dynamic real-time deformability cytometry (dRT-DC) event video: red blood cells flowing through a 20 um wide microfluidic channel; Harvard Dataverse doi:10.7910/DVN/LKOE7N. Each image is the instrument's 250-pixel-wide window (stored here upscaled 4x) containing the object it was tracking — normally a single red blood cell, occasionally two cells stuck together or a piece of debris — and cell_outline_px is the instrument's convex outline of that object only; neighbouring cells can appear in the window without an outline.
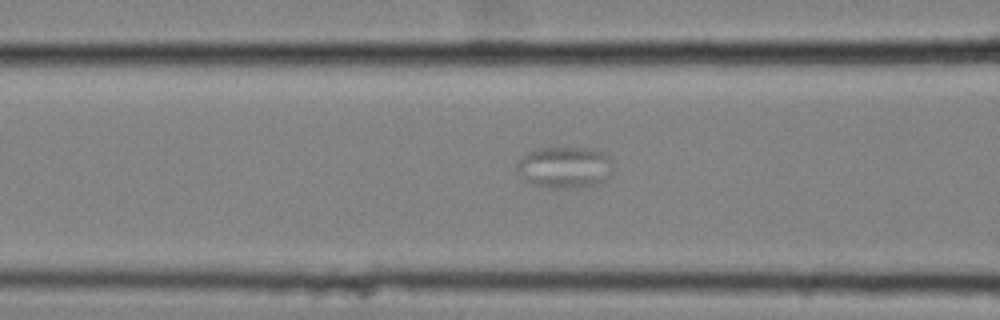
{"species": "common noctule bat (a hibernating species)", "species_latin": "Nyctalus noctula", "temperature_condition": "cold", "stored_images_in_passage": 66, "camera_frame_rate_fps": 3000, "um_per_image_px": 0.085, "animal": {"sex": "female", "body_mass_g": 25.1}, "frame": {"image": 1, "passage_image": 29, "time_ms": 9.333, "image_size_px": [1000, 320], "cell_outline_px": [[612, 168], [608, 176], [604, 180], [596, 184], [564, 188], [552, 188], [528, 184], [524, 180], [516, 168], [516, 160], [528, 152], [536, 148], [592, 148], [608, 152], [612, 160]], "centroid_in_image_um": [47.98, 14.2], "position_along_channel_um": 118.6, "area_um2": 23.58}}
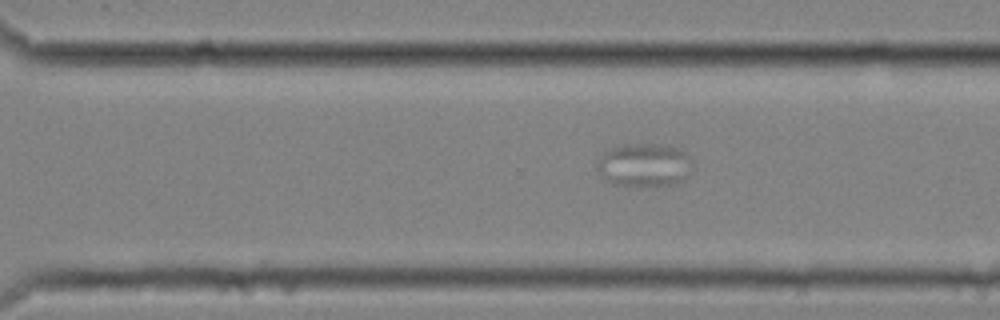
{"frame": {"image": 2, "passage_image": 47, "time_ms": 15.333, "image_size_px": [1000, 320], "cell_outline_px": [[688, 156], [684, 180], [676, 184], [656, 188], [612, 184], [596, 168], [596, 164], [600, 156], [604, 152], [612, 148], [624, 144], [668, 144], [684, 152]], "centroid_in_image_um": [54.7, 14.05], "position_along_channel_um": 315.9, "area_um2": 23.99}}
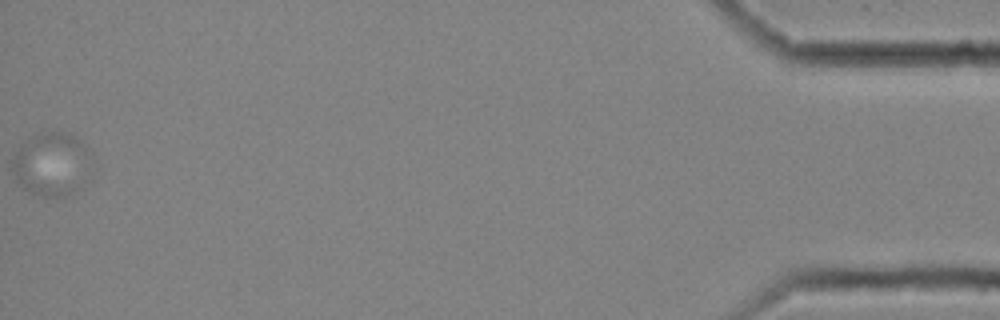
{"frame": {"image": 3, "passage_image": 66, "time_ms": 21.667, "image_size_px": [1000, 320], "cell_outline_px": [[92, 180], [84, 188], [72, 196], [44, 196], [28, 192], [16, 180], [12, 168], [12, 156], [20, 144], [36, 136], [48, 132], [68, 132], [76, 136], [92, 152]], "centroid_in_image_um": [4.52, 14.0], "position_along_channel_um": 430.7, "area_um2": 30.58}}